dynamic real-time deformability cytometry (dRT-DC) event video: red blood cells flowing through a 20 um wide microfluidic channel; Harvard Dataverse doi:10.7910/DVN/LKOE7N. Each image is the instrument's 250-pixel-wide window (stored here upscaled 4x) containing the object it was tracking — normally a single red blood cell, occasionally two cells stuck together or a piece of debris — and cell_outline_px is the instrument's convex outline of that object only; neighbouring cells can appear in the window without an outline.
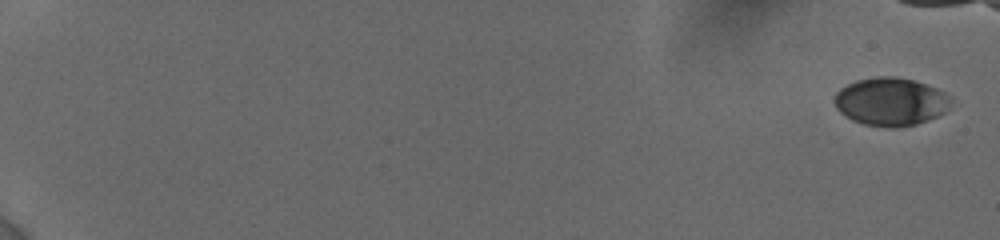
{"species": "human", "species_latin": "Homo sapiens", "temperature_condition": "cold", "stored_images_in_passage": 33, "camera_frame_rate_fps": 3000, "um_per_image_px": 0.085, "donor": {"sex": "female"}, "frame": {"image": 1, "passage_image": 1, "time_ms": 0.0, "image_size_px": [1000, 240], "cell_outline_px": [[948, 108], [944, 112], [928, 120], [916, 124], [892, 128], [864, 124], [852, 120], [840, 112], [836, 108], [832, 100], [836, 92], [840, 88], [856, 80], [876, 76], [892, 76], [912, 80], [936, 88], [944, 92], [948, 96]], "centroid_in_image_um": [75.64, 8.64], "position_along_channel_um": 9.4, "area_um2": 32.43}}
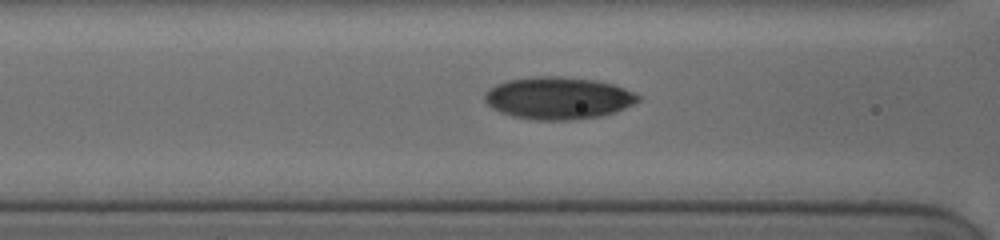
{"frame": {"image": 2, "passage_image": 16, "time_ms": 8.667, "image_size_px": [1000, 240], "cell_outline_px": [[640, 100], [616, 112], [600, 116], [572, 120], [540, 120], [512, 116], [500, 112], [492, 108], [484, 100], [484, 96], [496, 84], [508, 80], [536, 76], [560, 76], [596, 80], [612, 84], [624, 88], [640, 96]], "centroid_in_image_um": [47.46, 8.34], "position_along_channel_um": 119.1, "area_um2": 37.57}}
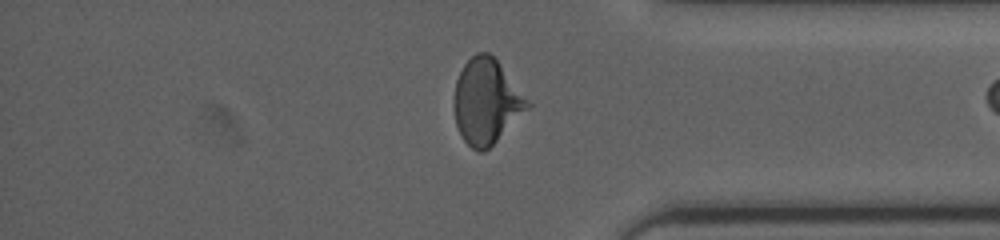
{"frame": {"image": 3, "passage_image": 32, "time_ms": 16.0, "image_size_px": [1000, 240], "cell_outline_px": [[532, 104], [484, 152], [476, 152], [464, 140], [456, 124], [452, 104], [456, 80], [464, 64], [476, 52], [488, 52], [496, 60]], "centroid_in_image_um": [41.3, 8.62], "position_along_channel_um": 393.9, "area_um2": 35.84}}